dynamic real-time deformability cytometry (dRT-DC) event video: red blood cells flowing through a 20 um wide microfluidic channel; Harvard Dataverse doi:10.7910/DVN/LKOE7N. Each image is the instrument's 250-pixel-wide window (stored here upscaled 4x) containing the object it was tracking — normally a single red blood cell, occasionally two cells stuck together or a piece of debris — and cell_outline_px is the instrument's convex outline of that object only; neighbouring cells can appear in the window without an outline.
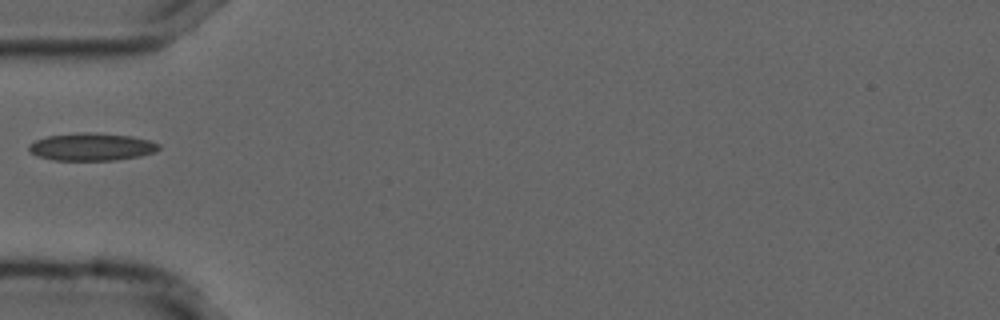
{"species": "common noctule bat (a hibernating species)", "species_latin": "Nyctalus noctula", "temperature_condition": "cold", "stored_images_in_passage": 36, "camera_frame_rate_fps": 3000, "um_per_image_px": 0.085, "animal": {"sex": "male", "forearm_length_mm": 52.5}, "frame": {"image": 1, "passage_image": 1, "time_ms": 0.0, "image_size_px": [1000, 320], "cell_outline_px": [[160, 148], [152, 152], [140, 156], [116, 160], [52, 160], [36, 156], [28, 148], [28, 144], [36, 140], [48, 136], [84, 132], [96, 132], [132, 136], [148, 140], [160, 144]], "centroid_in_image_um": [7.78, 12.48], "position_along_channel_um": 77.2, "area_um2": 20.87}}
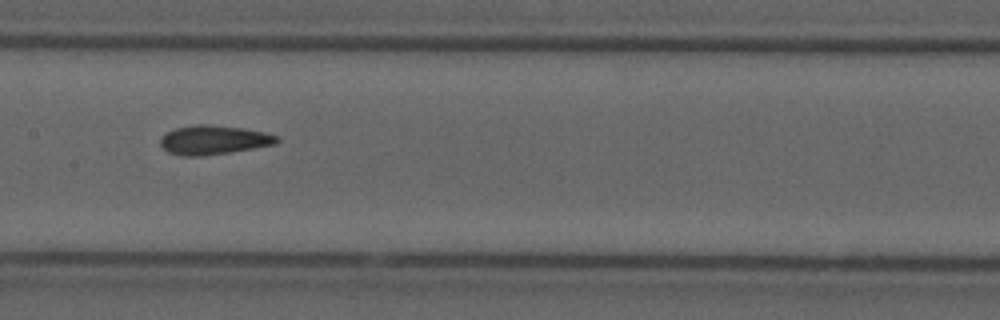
{"frame": {"image": 2, "passage_image": 10, "time_ms": 3.0, "image_size_px": [1000, 320], "cell_outline_px": [[280, 140], [276, 144], [228, 152], [200, 156], [180, 156], [168, 152], [160, 144], [160, 140], [168, 132], [176, 128], [196, 124], [208, 124], [240, 128], [264, 132], [276, 136]], "centroid_in_image_um": [18.14, 11.9], "position_along_channel_um": 189.3, "area_um2": 19.42}}
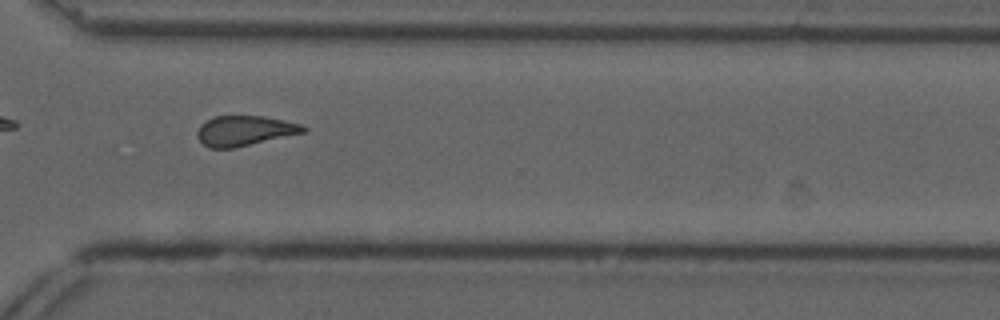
{"frame": {"image": 3, "passage_image": 23, "time_ms": 7.333, "image_size_px": [1000, 320], "cell_outline_px": [[308, 132], [236, 148], [208, 148], [196, 136], [196, 132], [200, 124], [216, 116], [264, 116], [284, 120], [300, 124], [308, 128]], "centroid_in_image_um": [20.83, 11.12], "position_along_channel_um": 349.8, "area_um2": 18.84}}